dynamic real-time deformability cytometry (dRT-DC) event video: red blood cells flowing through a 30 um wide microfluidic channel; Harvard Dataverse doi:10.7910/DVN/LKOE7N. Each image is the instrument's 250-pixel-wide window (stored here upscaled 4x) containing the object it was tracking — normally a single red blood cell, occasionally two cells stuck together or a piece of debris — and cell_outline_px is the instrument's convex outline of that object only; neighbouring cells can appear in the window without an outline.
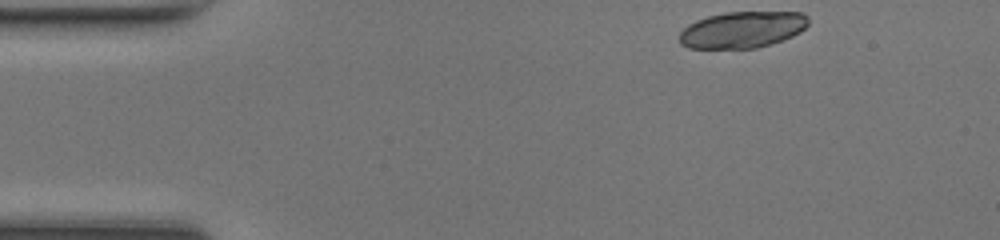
{"species": "common noctule bat (a hibernating species)", "species_latin": "Nyctalus noctula", "temperature_condition": "room temperature", "stored_images_in_passage": 42, "segment_of_instrument_passage": [1, 2], "camera_frame_rate_fps": 3000, "um_per_image_px": 0.085, "animal": {"sex": "female", "body_mass_g": 17.0, "forearm_length_mm": 48.0}, "frame": {"image": 1, "passage_image": 1, "time_ms": 0.0, "image_size_px": [1000, 240], "cell_outline_px": [[808, 24], [800, 32], [792, 36], [756, 48], [688, 48], [680, 44], [680, 32], [688, 24], [696, 20], [708, 16], [724, 12], [804, 12], [808, 16]], "centroid_in_image_um": [63.09, 2.51], "position_along_channel_um": 21.9, "area_um2": 27.34}}